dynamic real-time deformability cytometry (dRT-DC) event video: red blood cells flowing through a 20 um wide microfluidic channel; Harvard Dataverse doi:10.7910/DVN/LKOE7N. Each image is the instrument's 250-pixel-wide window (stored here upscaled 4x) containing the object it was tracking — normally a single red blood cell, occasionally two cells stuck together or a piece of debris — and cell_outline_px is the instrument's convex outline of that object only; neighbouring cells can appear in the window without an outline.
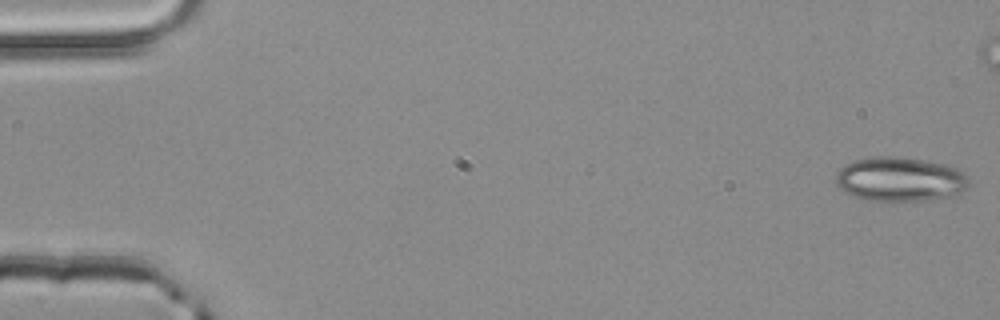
{"species": "common noctule bat (a hibernating species)", "species_latin": "Nyctalus noctula", "temperature_condition": "room temperature", "stored_images_in_passage": 43, "camera_frame_rate_fps": 3000, "um_per_image_px": 0.085, "animal": {"sex": "male", "body_mass_g": 20.4}, "frame": {"image": 1, "passage_image": 1, "time_ms": 0.0, "image_size_px": [1000, 320], "cell_outline_px": [[968, 188], [952, 196], [928, 200], [880, 204], [852, 196], [844, 192], [836, 184], [836, 172], [840, 168], [852, 160], [876, 156], [896, 156], [924, 160], [944, 164], [956, 168], [968, 176]], "centroid_in_image_um": [76.46, 15.27], "position_along_channel_um": 8.5, "area_um2": 35.37}}
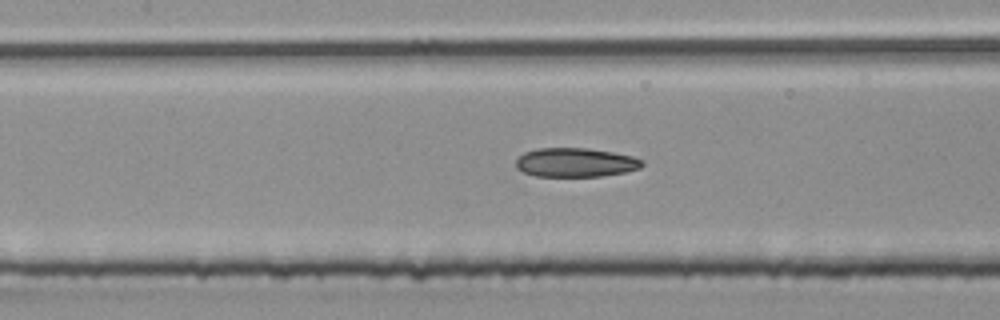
{"frame": {"image": 2, "passage_image": 24, "time_ms": 7.667, "image_size_px": [1000, 320], "cell_outline_px": [[644, 164], [640, 168], [624, 172], [600, 176], [536, 176], [524, 172], [516, 168], [516, 160], [524, 152], [540, 148], [588, 148], [612, 152], [632, 156], [644, 160]], "centroid_in_image_um": [48.93, 13.8], "position_along_channel_um": 158.5, "area_um2": 21.27}}
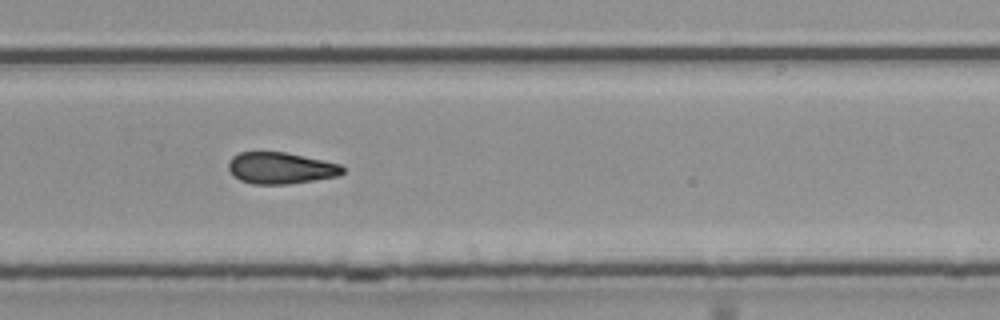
{"frame": {"image": 3, "passage_image": 35, "time_ms": 11.333, "image_size_px": [1000, 320], "cell_outline_px": [[344, 172], [340, 176], [288, 184], [252, 184], [240, 180], [232, 176], [228, 168], [228, 164], [232, 156], [240, 152], [284, 152], [324, 160], [340, 164], [344, 168]], "centroid_in_image_um": [23.85, 14.29], "position_along_channel_um": 305.9, "area_um2": 21.1}}